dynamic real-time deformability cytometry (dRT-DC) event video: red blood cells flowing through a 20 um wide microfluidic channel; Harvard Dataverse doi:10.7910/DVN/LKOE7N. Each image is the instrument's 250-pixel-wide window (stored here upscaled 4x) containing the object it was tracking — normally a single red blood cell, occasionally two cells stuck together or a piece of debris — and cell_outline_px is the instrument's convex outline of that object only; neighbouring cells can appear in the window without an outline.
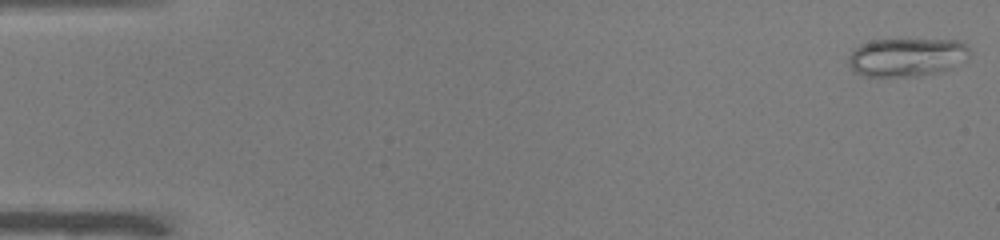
{"species": "common noctule bat (a hibernating species)", "species_latin": "Nyctalus noctula", "temperature_condition": "warm", "stored_images_in_passage": 50, "camera_frame_rate_fps": 3000, "um_per_image_px": 0.085, "animal": {"sex": "male", "body_mass_g": 19.0, "forearm_length_mm": 50.8}, "frame": {"image": 1, "passage_image": 1, "time_ms": 0.0, "image_size_px": [1000, 240], "cell_outline_px": [[972, 52], [968, 60], [948, 68], [936, 72], [916, 76], [864, 76], [852, 72], [848, 64], [848, 56], [860, 44], [872, 40], [956, 40], [964, 44]], "centroid_in_image_um": [77.05, 4.86], "position_along_channel_um": 7.9, "area_um2": 27.11}}
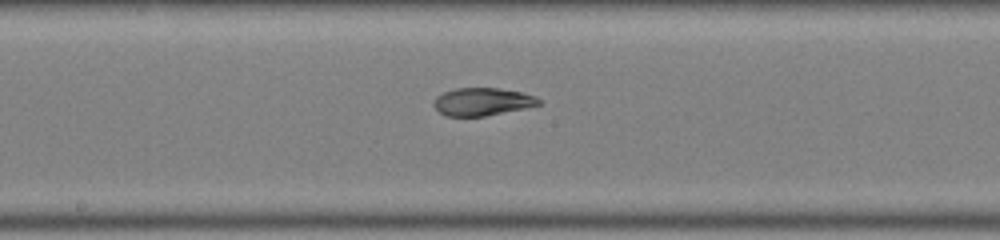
{"frame": {"image": 2, "passage_image": 27, "time_ms": 8.667, "image_size_px": [1000, 240], "cell_outline_px": [[540, 104], [524, 108], [484, 116], [444, 116], [432, 104], [436, 96], [444, 92], [456, 88], [500, 88], [520, 92], [536, 96], [540, 100]], "centroid_in_image_um": [40.97, 8.64], "position_along_channel_um": 207.2, "area_um2": 16.88}}
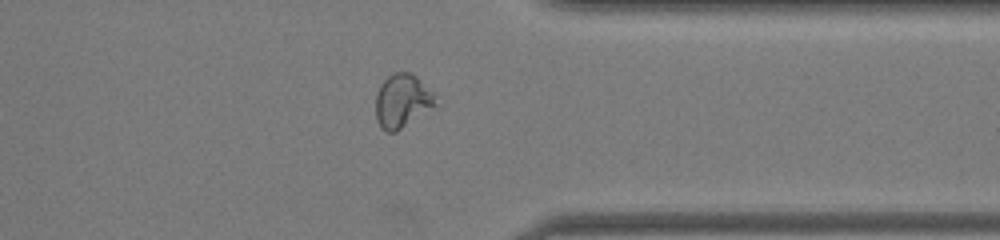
{"frame": {"image": 3, "passage_image": 40, "time_ms": 13.0, "image_size_px": [1000, 240], "cell_outline_px": [[436, 104], [396, 132], [388, 132], [376, 120], [376, 92], [380, 84], [388, 76], [396, 72], [408, 72], [416, 76], [436, 92]], "centroid_in_image_um": [34.2, 8.54], "position_along_channel_um": 377.2, "area_um2": 18.55}, "authors_computed_cell_mechanics": {"area_um2": 19.363, "velocity_mm_per_s": 4.0022, "shape_relaxation_time_tau1_ms": null, "shape_relaxation_time_tau2_ms": 1.9574, "deformation_change_tau1": null, "deformation_change_tau2": 0.0634}}